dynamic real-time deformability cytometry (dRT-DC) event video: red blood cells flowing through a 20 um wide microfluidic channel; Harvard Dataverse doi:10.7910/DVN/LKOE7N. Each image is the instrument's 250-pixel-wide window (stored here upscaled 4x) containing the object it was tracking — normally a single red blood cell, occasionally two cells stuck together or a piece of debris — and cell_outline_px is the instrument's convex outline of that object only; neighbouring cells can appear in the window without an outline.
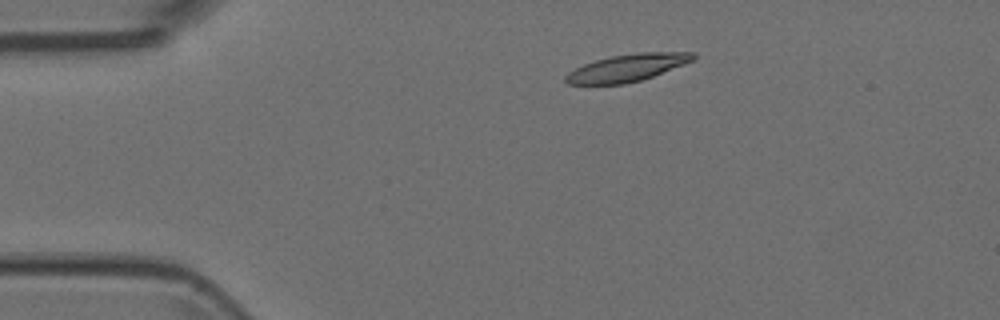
{"species": "Egyptian fruit bat (a non-hibernating species)", "species_latin": "Rousettus aegyptiacus", "temperature_condition": "room temperature", "stored_images_in_passage": 4, "camera_frame_rate_fps": 3000, "um_per_image_px": 0.085, "animal": {"sex": "female"}, "frame": {"image": 1, "passage_image": 2, "time_ms": 0.333, "image_size_px": [1000, 320], "cell_outline_px": [[696, 56], [692, 60], [684, 64], [652, 76], [640, 80], [624, 84], [568, 84], [564, 80], [564, 76], [568, 72], [584, 64], [596, 60], [612, 56], [636, 52], [696, 52]], "centroid_in_image_um": [53.3, 5.75], "position_along_channel_um": 31.7, "area_um2": 20.06}}
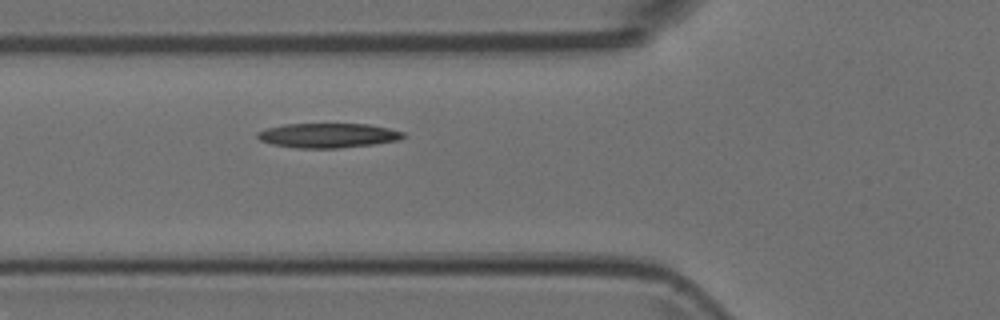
{"frame": {"image": 2, "passage_image": 4, "time_ms": 1.0, "image_size_px": [1000, 320], "cell_outline_px": [[408, 136], [400, 140], [372, 144], [336, 148], [296, 148], [272, 144], [260, 140], [256, 136], [256, 132], [268, 128], [284, 124], [368, 124], [388, 128], [404, 132]], "centroid_in_image_um": [27.89, 11.51], "position_along_channel_um": 97.9, "area_um2": 20.87}}